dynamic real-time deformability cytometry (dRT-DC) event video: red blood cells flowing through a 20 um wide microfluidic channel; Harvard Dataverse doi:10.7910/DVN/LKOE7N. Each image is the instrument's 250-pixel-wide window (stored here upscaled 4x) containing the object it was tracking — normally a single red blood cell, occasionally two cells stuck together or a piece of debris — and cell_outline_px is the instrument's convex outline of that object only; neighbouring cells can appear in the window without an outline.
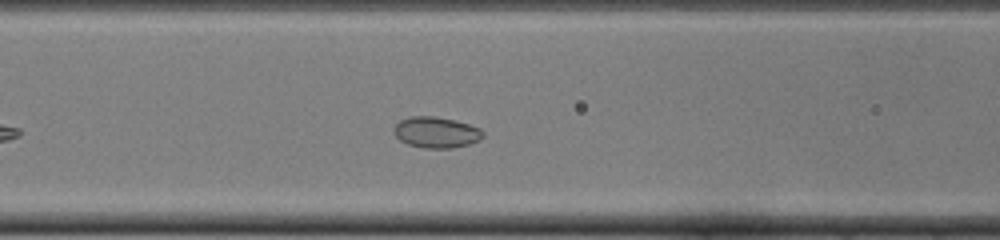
{"species": "common noctule bat (a hibernating species)", "species_latin": "Nyctalus noctula", "temperature_condition": "cold", "stored_images_in_passage": 41, "camera_frame_rate_fps": 3000, "um_per_image_px": 0.085, "animal": {"sex": "female", "body_mass_g": 22.0, "forearm_length_mm": 56.7}, "frame": {"image": 1, "passage_image": 10, "time_ms": 3.0, "image_size_px": [1000, 240], "cell_outline_px": [[484, 136], [480, 140], [468, 144], [452, 148], [424, 148], [408, 144], [400, 140], [396, 136], [392, 128], [400, 120], [412, 116], [436, 116], [468, 124], [480, 128], [484, 132]], "centroid_in_image_um": [37.07, 11.25], "position_along_channel_um": 129.5, "area_um2": 16.07}}
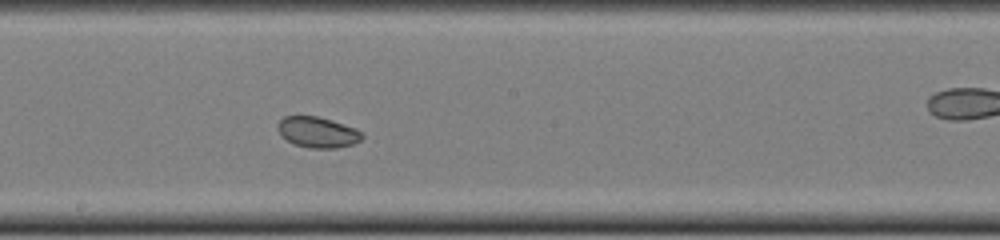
{"frame": {"image": 2, "passage_image": 17, "time_ms": 5.333, "image_size_px": [1000, 240], "cell_outline_px": [[364, 136], [360, 140], [352, 144], [336, 148], [308, 148], [296, 144], [280, 136], [276, 128], [276, 124], [284, 116], [316, 116], [332, 120], [356, 128]], "centroid_in_image_um": [26.96, 11.23], "position_along_channel_um": 221.2, "area_um2": 15.14}}
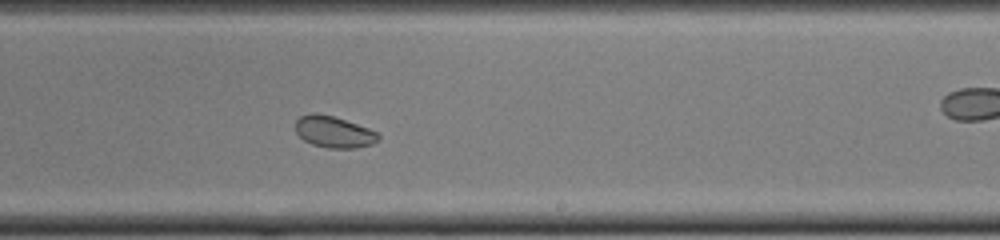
{"frame": {"image": 3, "passage_image": 20, "time_ms": 6.333, "image_size_px": [1000, 240], "cell_outline_px": [[380, 140], [372, 144], [356, 148], [328, 148], [312, 144], [304, 140], [296, 132], [296, 120], [300, 116], [312, 112], [316, 112], [332, 116], [368, 128], [376, 132], [380, 136]], "centroid_in_image_um": [28.37, 11.21], "position_along_channel_um": 260.6, "area_um2": 15.14}, "authors_computed_cell_mechanics": {"area_um2": 16.9354, "velocity_mm_per_s": 3.9497, "shape_relaxation_time_tau1_ms": 1.4729, "shape_relaxation_time_tau2_ms": null, "deformation_change_tau1": 0.0336, "deformation_change_tau2": null}}